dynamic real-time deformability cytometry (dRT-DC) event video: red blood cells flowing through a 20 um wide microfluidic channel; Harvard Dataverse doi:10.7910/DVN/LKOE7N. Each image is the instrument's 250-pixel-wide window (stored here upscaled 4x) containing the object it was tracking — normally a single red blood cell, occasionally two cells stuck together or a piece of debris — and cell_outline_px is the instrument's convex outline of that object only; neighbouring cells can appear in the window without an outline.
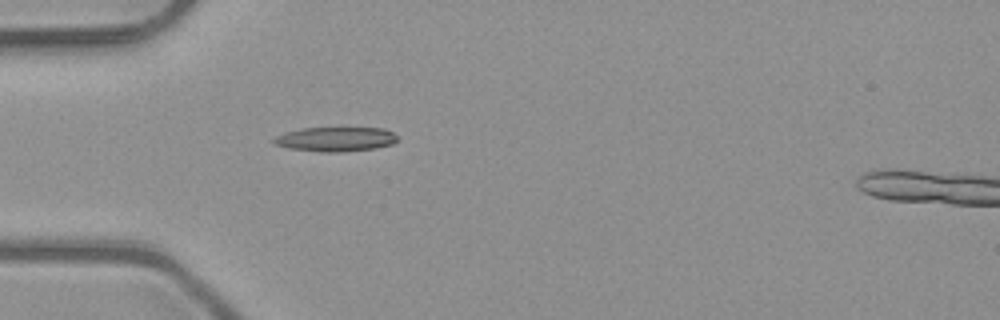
{"species": "common noctule bat (a hibernating species)", "species_latin": "Nyctalus noctula", "temperature_condition": "room temperature", "stored_images_in_passage": 1, "camera_frame_rate_fps": 3000, "um_per_image_px": 0.085, "animal": {"sex": "male", "body_mass_g": 23.1, "forearm_length_mm": 52.7}, "frame": {"image": 1, "passage_image": 1, "time_ms": 0.0, "image_size_px": [1000, 320], "cell_outline_px": [[396, 140], [392, 144], [376, 148], [344, 152], [320, 152], [288, 148], [276, 144], [272, 140], [276, 136], [284, 132], [304, 128], [384, 128], [392, 132], [396, 136]], "centroid_in_image_um": [28.52, 11.83], "position_along_channel_um": 56.5, "area_um2": 17.57}}